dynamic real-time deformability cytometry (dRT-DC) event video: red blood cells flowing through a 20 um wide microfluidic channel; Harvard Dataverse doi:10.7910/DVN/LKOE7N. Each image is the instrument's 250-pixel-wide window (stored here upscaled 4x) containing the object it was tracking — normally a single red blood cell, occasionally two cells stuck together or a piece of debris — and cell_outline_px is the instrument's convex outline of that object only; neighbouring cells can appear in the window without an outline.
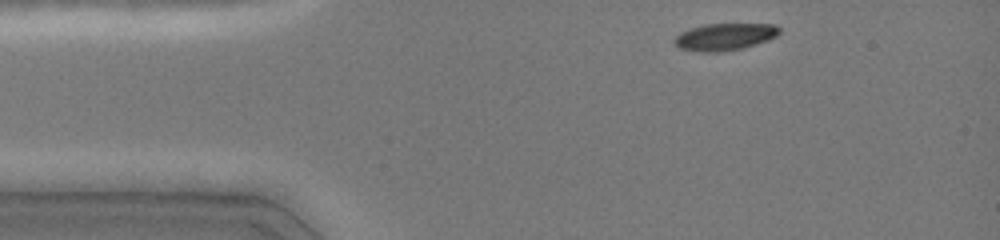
{"species": "common noctule bat (a hibernating species)", "species_latin": "Nyctalus noctula", "temperature_condition": "cold", "stored_images_in_passage": 7, "camera_frame_rate_fps": 3000, "um_per_image_px": 0.085, "animal": {"sex": "female", "body_mass_g": 19.0, "forearm_length_mm": 51.5}, "frame": {"image": 1, "passage_image": 1, "time_ms": 0.0, "image_size_px": [1000, 240], "cell_outline_px": [[780, 32], [776, 36], [768, 40], [744, 48], [720, 52], [696, 52], [680, 48], [672, 40], [680, 32], [688, 28], [704, 24], [776, 24], [780, 28]], "centroid_in_image_um": [61.58, 3.13], "position_along_channel_um": 23.4, "area_um2": 16.76}}